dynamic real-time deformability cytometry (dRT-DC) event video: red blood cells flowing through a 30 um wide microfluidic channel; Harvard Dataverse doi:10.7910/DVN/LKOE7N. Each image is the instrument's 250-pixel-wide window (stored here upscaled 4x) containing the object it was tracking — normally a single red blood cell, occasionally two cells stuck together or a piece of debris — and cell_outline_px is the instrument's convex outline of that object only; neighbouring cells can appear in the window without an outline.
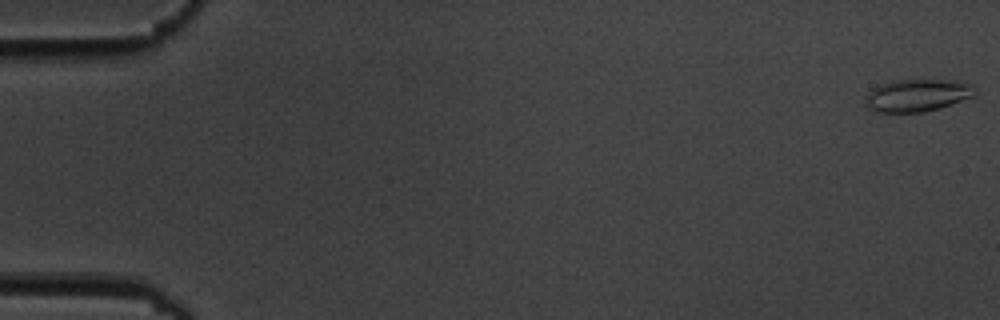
{"species": "common noctule bat (a hibernating species)", "species_latin": "Nyctalus noctula", "temperature_condition": "cold", "stored_images_in_passage": 7, "segment_of_instrument_passage": [1, 2], "camera_frame_rate_fps": 3000, "um_per_image_px": 0.085, "animal": {"sex": "male", "body_mass_g": 19.5, "forearm_length_mm": 54.6}, "frame": {"image": 1, "passage_image": 1, "time_ms": 0.0, "image_size_px": [1000, 320], "cell_outline_px": [[976, 96], [940, 108], [924, 112], [876, 112], [868, 108], [864, 104], [864, 100], [868, 92], [872, 88], [880, 84], [892, 80], [940, 80], [968, 84], [976, 88]], "centroid_in_image_um": [77.92, 8.12], "position_along_channel_um": 7.1, "area_um2": 20.75}}
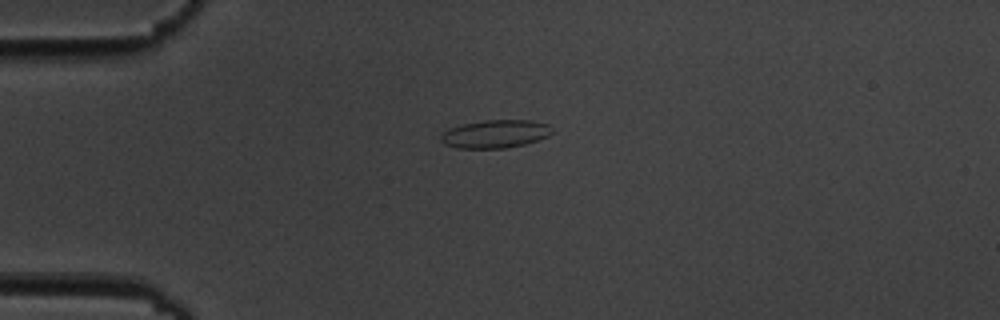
{"frame": {"image": 2, "passage_image": 5, "time_ms": 4.667, "image_size_px": [1000, 320], "cell_outline_px": [[556, 132], [548, 136], [524, 144], [504, 148], [456, 148], [444, 144], [440, 140], [440, 136], [448, 128], [464, 124], [484, 120], [528, 120], [548, 124]], "centroid_in_image_um": [42.1, 11.38], "position_along_channel_um": 42.9, "area_um2": 18.21}}